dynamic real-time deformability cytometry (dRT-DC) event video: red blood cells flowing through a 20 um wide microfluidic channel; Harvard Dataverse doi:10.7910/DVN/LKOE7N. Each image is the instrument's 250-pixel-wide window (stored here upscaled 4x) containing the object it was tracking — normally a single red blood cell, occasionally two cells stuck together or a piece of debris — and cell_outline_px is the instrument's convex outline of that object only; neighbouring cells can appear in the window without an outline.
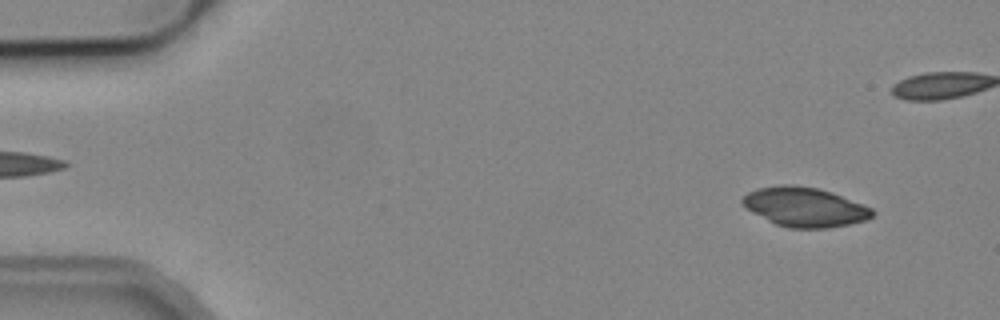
{"species": "common noctule bat (a hibernating species)", "species_latin": "Nyctalus noctula", "temperature_condition": "cold", "stored_images_in_passage": 53, "camera_frame_rate_fps": 3000, "um_per_image_px": 0.085, "animal": {"sex": "male", "body_mass_g": 19.2, "forearm_length_mm": 51.8}, "frame": {"image": 1, "passage_image": 4, "time_ms": 1.0, "image_size_px": [1000, 320], "cell_outline_px": [[876, 212], [872, 216], [864, 220], [848, 224], [828, 228], [788, 228], [776, 224], [744, 208], [740, 204], [740, 200], [748, 192], [756, 188], [780, 184], [792, 184], [816, 188], [832, 192], [872, 208]], "centroid_in_image_um": [68.35, 17.58], "position_along_channel_um": 16.6, "area_um2": 29.88}}